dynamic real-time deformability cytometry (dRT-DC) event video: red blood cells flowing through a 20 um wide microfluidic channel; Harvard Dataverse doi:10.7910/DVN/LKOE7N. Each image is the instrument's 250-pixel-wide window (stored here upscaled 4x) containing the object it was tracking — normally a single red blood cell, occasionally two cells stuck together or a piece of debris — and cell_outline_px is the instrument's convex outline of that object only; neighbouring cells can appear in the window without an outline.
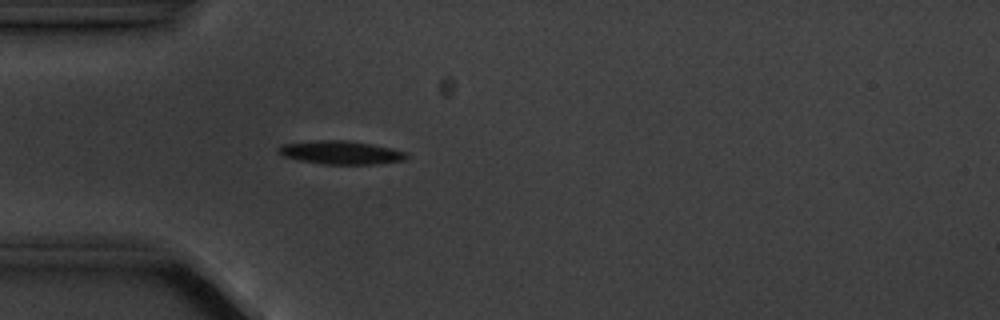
{"species": "common noctule bat (a hibernating species)", "species_latin": "Nyctalus noctula", "temperature_condition": "cold", "stored_images_in_passage": 3, "camera_frame_rate_fps": 3000, "um_per_image_px": 0.085, "animal": {"sex": "male", "body_mass_g": 20.1, "forearm_length_mm": 53.5}, "frame": {"image": 1, "passage_image": 3, "time_ms": 2.333, "image_size_px": [1000, 320], "cell_outline_px": [[408, 156], [404, 160], [376, 164], [320, 164], [300, 160], [284, 156], [276, 152], [276, 148], [280, 144], [316, 140], [348, 140], [372, 144], [392, 148], [408, 152]], "centroid_in_image_um": [28.95, 12.96], "position_along_channel_um": 56.0, "area_um2": 17.69}}